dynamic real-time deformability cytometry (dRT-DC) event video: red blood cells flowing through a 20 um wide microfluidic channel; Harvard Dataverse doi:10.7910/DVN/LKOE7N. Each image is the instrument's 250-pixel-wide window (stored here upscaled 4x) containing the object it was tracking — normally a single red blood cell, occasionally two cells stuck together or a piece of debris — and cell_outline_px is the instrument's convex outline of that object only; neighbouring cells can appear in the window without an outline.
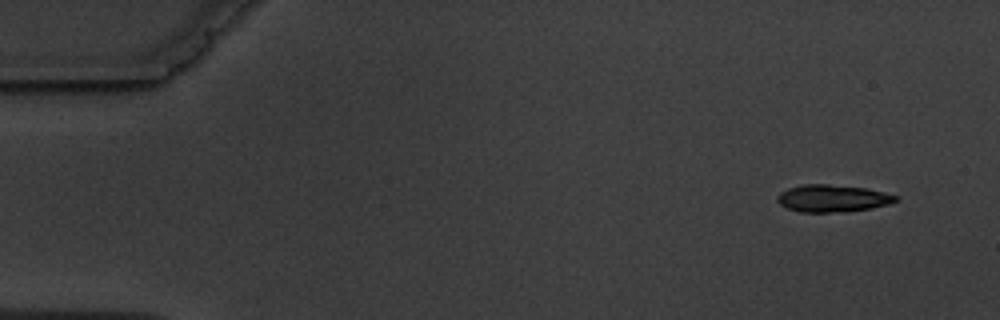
{"species": "common noctule bat (a hibernating species)", "species_latin": "Nyctalus noctula", "temperature_condition": "warm", "stored_images_in_passage": 6, "segment_of_instrument_passage": [1, 2], "camera_frame_rate_fps": 3000, "um_per_image_px": 0.085, "animal": {"sex": "male", "body_mass_g": 19.5, "forearm_length_mm": 54.6}, "frame": {"image": 1, "passage_image": 1, "time_ms": 0.0, "image_size_px": [1000, 320], "cell_outline_px": [[900, 200], [892, 204], [872, 208], [828, 212], [800, 212], [788, 208], [780, 204], [776, 200], [776, 196], [780, 192], [788, 188], [804, 184], [828, 184], [864, 188], [884, 192], [900, 196]], "centroid_in_image_um": [70.79, 16.85], "position_along_channel_um": 14.2, "area_um2": 18.79}}